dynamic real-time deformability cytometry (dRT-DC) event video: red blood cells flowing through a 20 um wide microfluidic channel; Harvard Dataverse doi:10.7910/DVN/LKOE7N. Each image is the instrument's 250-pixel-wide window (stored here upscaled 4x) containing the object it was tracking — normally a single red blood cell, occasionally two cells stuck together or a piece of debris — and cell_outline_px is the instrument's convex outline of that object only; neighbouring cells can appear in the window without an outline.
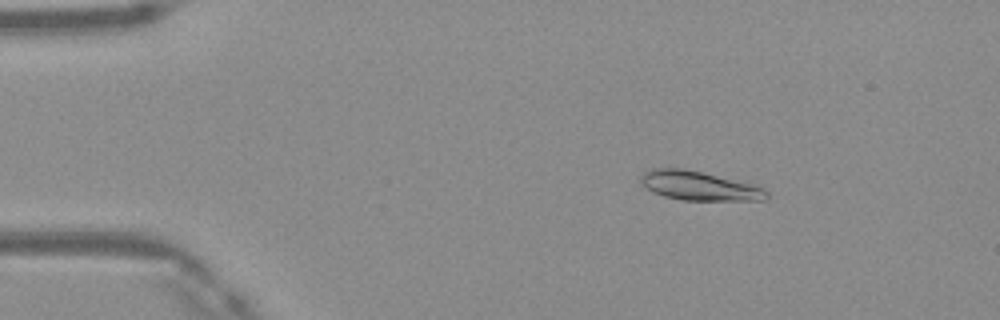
{"species": "Egyptian fruit bat (a non-hibernating species)", "species_latin": "Rousettus aegyptiacus", "temperature_condition": "warm", "stored_images_in_passage": 49, "camera_frame_rate_fps": 3000, "um_per_image_px": 0.085, "frame": {"image": 1, "passage_image": 8, "time_ms": 2.333, "image_size_px": [1000, 320], "cell_outline_px": [[768, 196], [764, 200], [680, 200], [664, 196], [652, 192], [640, 184], [640, 176], [644, 172], [652, 168], [680, 168], [760, 184], [768, 192]], "centroid_in_image_um": [59.45, 15.79], "position_along_channel_um": 25.5, "area_um2": 21.68}}
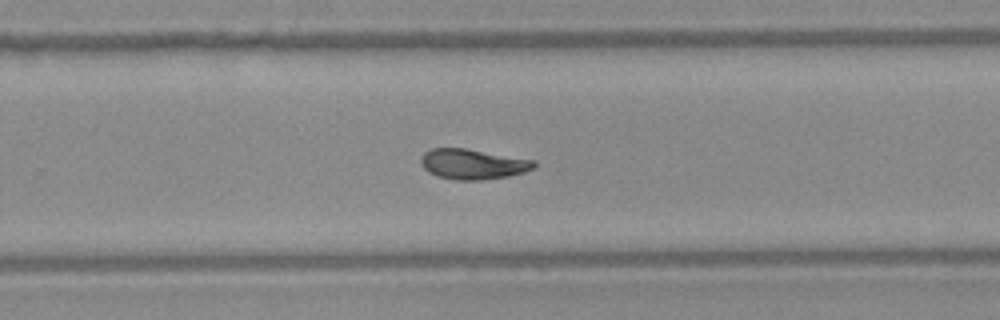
{"frame": {"image": 2, "passage_image": 32, "time_ms": 10.333, "image_size_px": [1000, 320], "cell_outline_px": [[536, 168], [524, 172], [508, 176], [480, 180], [456, 180], [436, 176], [428, 172], [420, 164], [420, 160], [424, 152], [432, 148], [464, 148], [536, 160]], "centroid_in_image_um": [40.19, 13.95], "position_along_channel_um": 289.6, "area_um2": 20.06}}
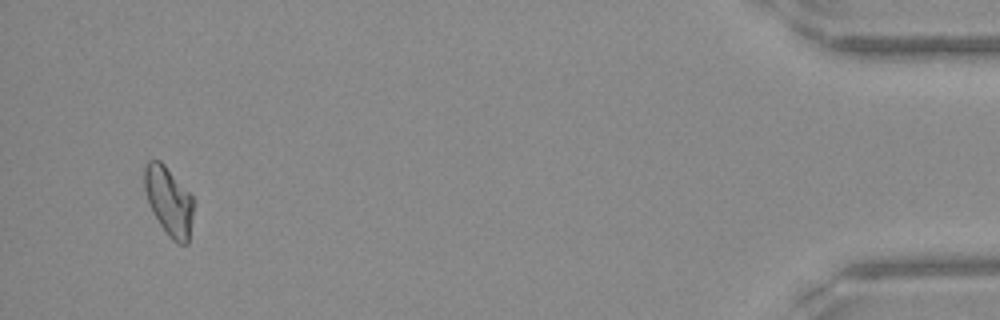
{"frame": {"image": 3, "passage_image": 47, "time_ms": 15.333, "image_size_px": [1000, 320], "cell_outline_px": [[192, 216], [188, 244], [180, 244], [172, 240], [168, 236], [152, 212], [144, 188], [144, 164], [148, 160], [160, 160], [164, 164], [192, 196]], "centroid_in_image_um": [14.32, 17.08], "position_along_channel_um": 420.9, "area_um2": 19.42}, "authors_computed_cell_mechanics": {"area_um2": 20.0566, "velocity_mm_per_s": 4.1609, "shape_relaxation_time_tau1_ms": 10.3602, "shape_relaxation_time_tau2_ms": 3.4838, "deformation_change_tau1": 0.2393, "deformation_change_tau2": 0.0737}}